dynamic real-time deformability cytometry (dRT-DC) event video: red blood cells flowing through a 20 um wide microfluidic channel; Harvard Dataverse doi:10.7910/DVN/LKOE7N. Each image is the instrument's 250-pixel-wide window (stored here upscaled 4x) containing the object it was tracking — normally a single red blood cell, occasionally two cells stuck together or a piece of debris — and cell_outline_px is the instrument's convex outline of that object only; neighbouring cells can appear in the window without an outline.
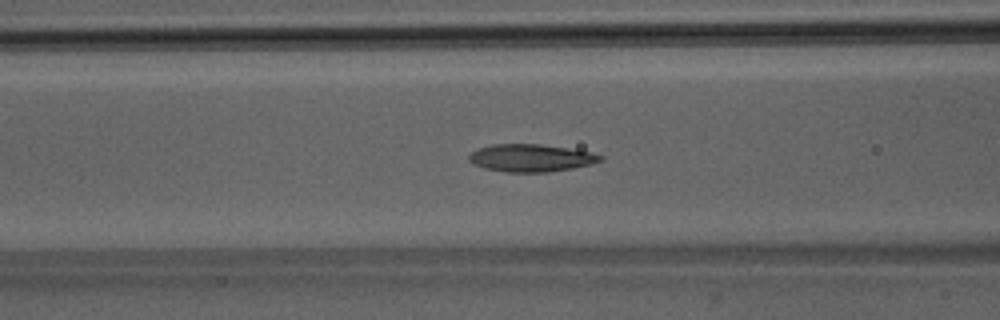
{"species": "Egyptian fruit bat (a non-hibernating species)", "species_latin": "Rousettus aegyptiacus", "temperature_condition": "room temperature", "stored_images_in_passage": 51, "camera_frame_rate_fps": 3000, "um_per_image_px": 0.085, "animal": {"sex": "male"}, "frame": {"image": 1, "passage_image": 21, "time_ms": 6.667, "image_size_px": [1000, 320], "cell_outline_px": [[604, 160], [592, 164], [572, 168], [548, 172], [508, 172], [484, 168], [472, 164], [468, 160], [468, 156], [472, 152], [480, 148], [492, 144], [540, 144], [568, 148], [592, 152], [604, 156]], "centroid_in_image_um": [45.15, 13.42], "position_along_channel_um": 121.4, "area_um2": 21.15}}
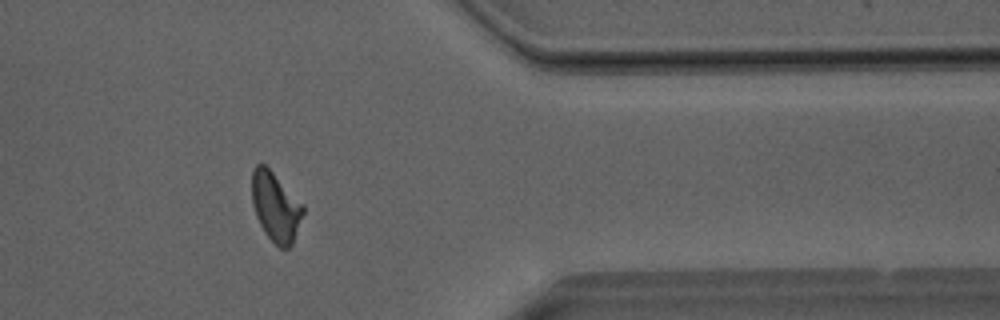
{"frame": {"image": 2, "passage_image": 42, "time_ms": 13.667, "image_size_px": [1000, 320], "cell_outline_px": [[304, 212], [292, 244], [288, 248], [280, 248], [264, 232], [256, 216], [252, 204], [252, 168], [256, 164], [264, 164], [304, 204]], "centroid_in_image_um": [23.42, 17.57], "position_along_channel_um": 388.0, "area_um2": 20.52}}
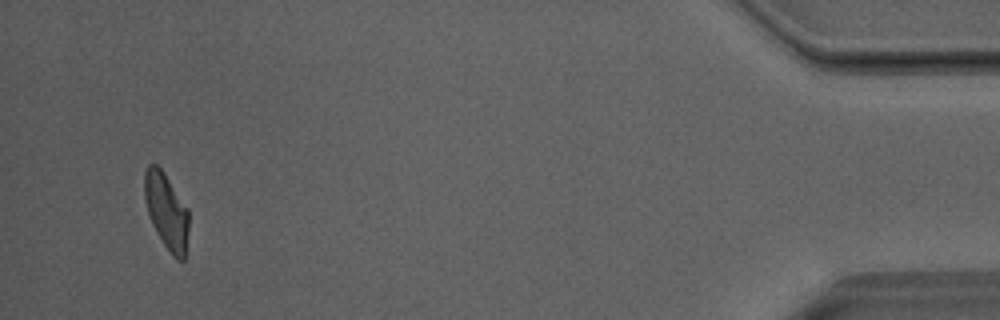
{"frame": {"image": 3, "passage_image": 49, "time_ms": 16.0, "image_size_px": [1000, 320], "cell_outline_px": [[188, 232], [184, 260], [176, 260], [172, 256], [156, 232], [152, 224], [148, 212], [144, 196], [144, 172], [148, 164], [156, 164], [164, 172], [188, 208]], "centroid_in_image_um": [14.14, 17.94], "position_along_channel_um": 421.1, "area_um2": 19.59}, "authors_computed_cell_mechanics": {"area_um2": 20.6924, "velocity_mm_per_s": 4.0506, "shape_relaxation_time_tau1_ms": 7.9723, "shape_relaxation_time_tau2_ms": 1.8825, "deformation_change_tau1": 0.2314, "deformation_change_tau2": 0.1002}}